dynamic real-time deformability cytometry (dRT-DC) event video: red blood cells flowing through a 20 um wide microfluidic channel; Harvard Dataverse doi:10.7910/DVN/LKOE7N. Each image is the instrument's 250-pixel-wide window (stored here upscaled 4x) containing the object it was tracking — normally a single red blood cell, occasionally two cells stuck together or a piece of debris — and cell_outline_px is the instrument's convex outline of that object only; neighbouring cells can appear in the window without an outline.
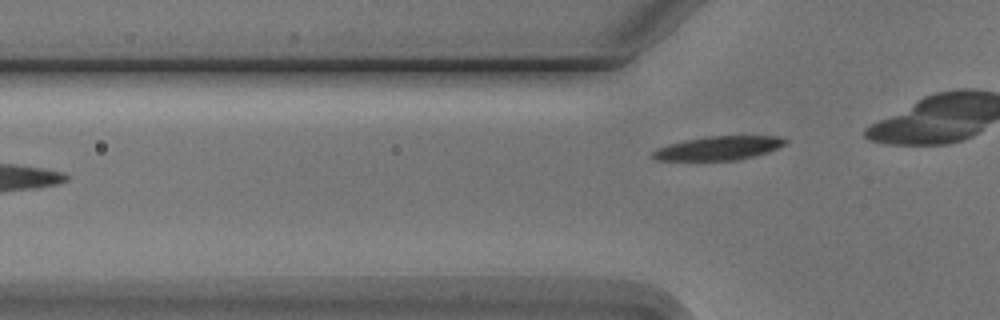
{"species": "Egyptian fruit bat (a non-hibernating species)", "species_latin": "Rousettus aegyptiacus", "temperature_condition": "cold", "stored_images_in_passage": 4, "camera_frame_rate_fps": 3000, "um_per_image_px": 0.085, "animal": {"sex": "male"}, "frame": {"image": 1, "passage_image": 4, "time_ms": 4.333, "image_size_px": [1000, 320], "cell_outline_px": [[788, 140], [784, 144], [768, 152], [752, 156], [732, 160], [656, 160], [652, 156], [652, 152], [656, 148], [668, 144], [684, 140], [704, 136], [776, 136]], "centroid_in_image_um": [61.02, 12.58], "position_along_channel_um": 64.8, "area_um2": 18.21}}